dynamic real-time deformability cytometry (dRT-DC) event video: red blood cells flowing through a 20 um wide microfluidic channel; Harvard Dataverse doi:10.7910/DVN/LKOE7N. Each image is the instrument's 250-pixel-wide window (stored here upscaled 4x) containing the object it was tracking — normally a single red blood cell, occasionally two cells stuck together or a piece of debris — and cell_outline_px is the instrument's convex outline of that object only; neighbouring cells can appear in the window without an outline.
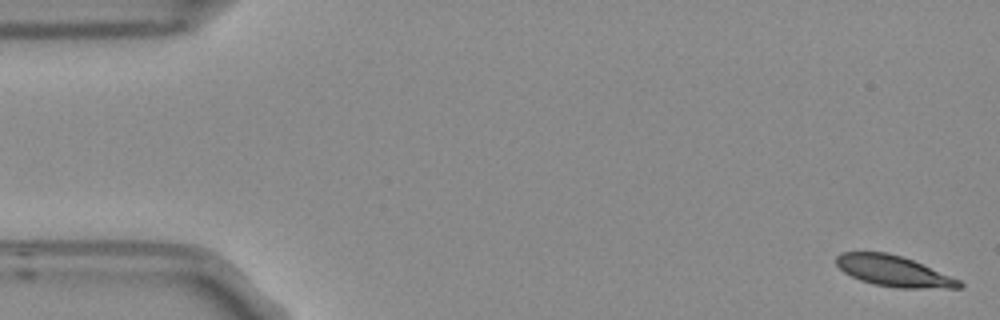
{"species": "Egyptian fruit bat (a non-hibernating species)", "species_latin": "Rousettus aegyptiacus", "temperature_condition": "room temperature", "stored_images_in_passage": 5, "camera_frame_rate_fps": 3000, "um_per_image_px": 0.085, "frame": {"image": 1, "passage_image": 1, "time_ms": 0.0, "image_size_px": [1000, 320], "cell_outline_px": [[964, 284], [960, 288], [900, 288], [872, 284], [860, 280], [844, 272], [836, 264], [836, 256], [840, 252], [888, 252], [912, 260], [960, 280]], "centroid_in_image_um": [75.93, 23.04], "position_along_channel_um": 9.1, "area_um2": 21.91}}
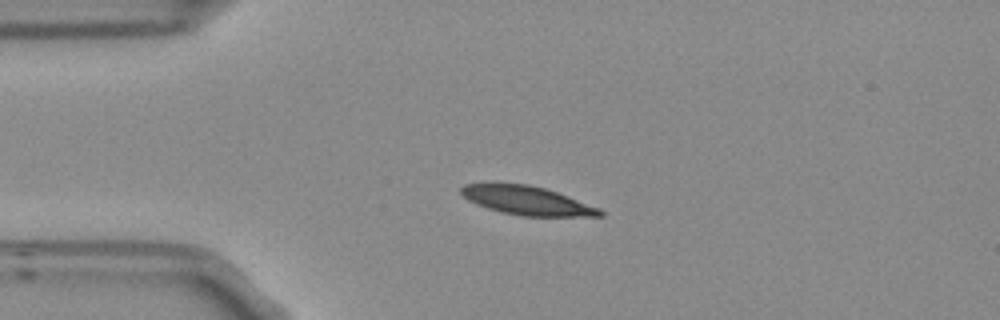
{"frame": {"image": 2, "passage_image": 4, "time_ms": 1.0, "image_size_px": [1000, 320], "cell_outline_px": [[604, 216], [520, 216], [500, 212], [476, 204], [468, 200], [460, 192], [460, 188], [464, 184], [528, 184], [544, 188], [556, 192], [600, 208], [604, 212]], "centroid_in_image_um": [44.8, 17.06], "position_along_channel_um": 40.2, "area_um2": 23.0}}